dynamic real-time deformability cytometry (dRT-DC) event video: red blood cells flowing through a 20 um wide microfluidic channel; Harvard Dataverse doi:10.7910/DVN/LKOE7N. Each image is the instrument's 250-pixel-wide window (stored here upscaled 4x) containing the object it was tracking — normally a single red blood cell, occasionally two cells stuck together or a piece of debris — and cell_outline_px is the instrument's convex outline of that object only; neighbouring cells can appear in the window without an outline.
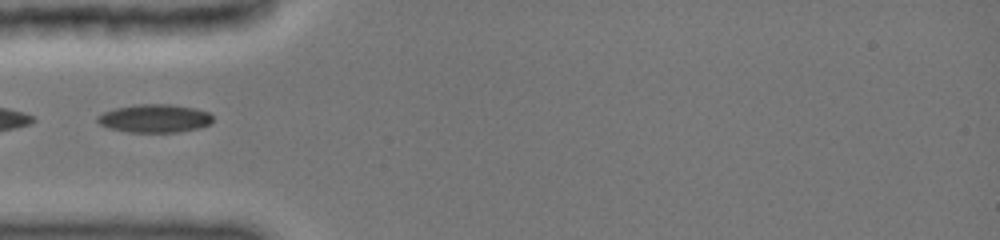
{"species": "common noctule bat (a hibernating species)", "species_latin": "Nyctalus noctula", "temperature_condition": "cold", "stored_images_in_passage": 8, "camera_frame_rate_fps": 3000, "um_per_image_px": 0.085, "animal": {"sex": "female", "body_mass_g": 19.0, "forearm_length_mm": 51.5}, "frame": {"image": 1, "passage_image": 7, "time_ms": 4.667, "image_size_px": [1000, 240], "cell_outline_px": [[212, 124], [200, 128], [176, 132], [128, 132], [108, 128], [100, 124], [96, 120], [96, 116], [104, 112], [116, 108], [136, 104], [168, 104], [196, 108], [208, 112], [212, 116]], "centroid_in_image_um": [13.15, 10.06], "position_along_channel_um": 71.9, "area_um2": 19.07}}
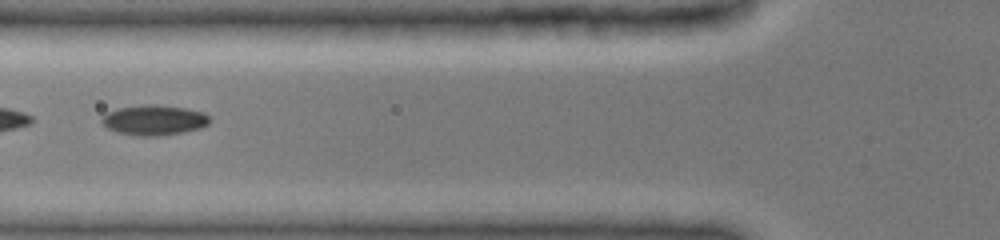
{"frame": {"image": 2, "passage_image": 8, "time_ms": 5.667, "image_size_px": [1000, 240], "cell_outline_px": [[212, 120], [208, 124], [200, 128], [184, 132], [164, 136], [132, 136], [116, 132], [108, 128], [100, 120], [108, 112], [116, 108], [144, 104], [156, 104], [184, 108], [204, 112]], "centroid_in_image_um": [13.1, 10.21], "position_along_channel_um": 112.7, "area_um2": 19.25}}